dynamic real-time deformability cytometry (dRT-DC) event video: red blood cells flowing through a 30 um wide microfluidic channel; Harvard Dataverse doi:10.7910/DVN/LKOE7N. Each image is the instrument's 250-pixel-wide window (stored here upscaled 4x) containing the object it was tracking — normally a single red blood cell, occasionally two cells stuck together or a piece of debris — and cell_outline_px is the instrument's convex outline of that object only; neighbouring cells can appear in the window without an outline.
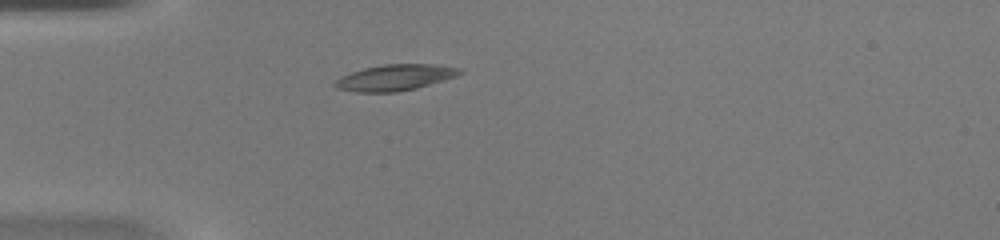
{"species": "common noctule bat (a hibernating species)", "species_latin": "Nyctalus noctula", "temperature_condition": "warm", "stored_images_in_passage": 36, "camera_frame_rate_fps": 3000, "um_per_image_px": 0.085, "animal": {"sex": "female", "body_mass_g": 20.0, "forearm_length_mm": 54.0}, "frame": {"image": 1, "passage_image": 1, "time_ms": 0.0, "image_size_px": [1000, 240], "cell_outline_px": [[464, 72], [456, 76], [416, 88], [396, 92], [356, 92], [336, 88], [332, 84], [340, 76], [364, 68], [384, 64], [432, 64], [460, 68]], "centroid_in_image_um": [33.55, 6.59], "position_along_channel_um": 51.5, "area_um2": 18.84}}
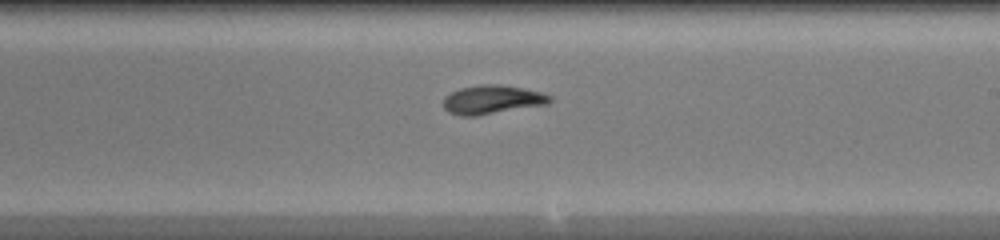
{"frame": {"image": 2, "passage_image": 16, "time_ms": 5.0, "image_size_px": [1000, 240], "cell_outline_px": [[552, 100], [548, 104], [476, 116], [460, 116], [448, 112], [444, 108], [444, 96], [460, 88], [480, 84], [500, 84], [524, 88], [540, 92], [552, 96]], "centroid_in_image_um": [41.83, 8.47], "position_along_channel_um": 247.2, "area_um2": 17.98}}
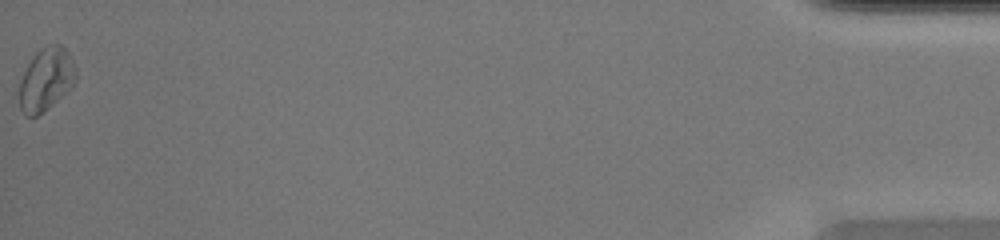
{"frame": {"image": 3, "passage_image": 36, "time_ms": 11.667, "image_size_px": [1000, 240], "cell_outline_px": [[76, 80], [72, 88], [52, 104], [36, 116], [28, 116], [20, 108], [20, 80], [28, 64], [36, 52], [40, 48], [48, 44], [60, 44], [68, 52], [76, 68]], "centroid_in_image_um": [3.94, 6.71], "position_along_channel_um": 431.3, "area_um2": 20.52}, "authors_computed_cell_mechanics": {"area_um2": 17.918, "velocity_mm_per_s": 4.2071, "shape_relaxation_time_tau1_ms": 4.3709, "shape_relaxation_time_tau2_ms": null, "deformation_change_tau1": 0.1471, "deformation_change_tau2": null}}